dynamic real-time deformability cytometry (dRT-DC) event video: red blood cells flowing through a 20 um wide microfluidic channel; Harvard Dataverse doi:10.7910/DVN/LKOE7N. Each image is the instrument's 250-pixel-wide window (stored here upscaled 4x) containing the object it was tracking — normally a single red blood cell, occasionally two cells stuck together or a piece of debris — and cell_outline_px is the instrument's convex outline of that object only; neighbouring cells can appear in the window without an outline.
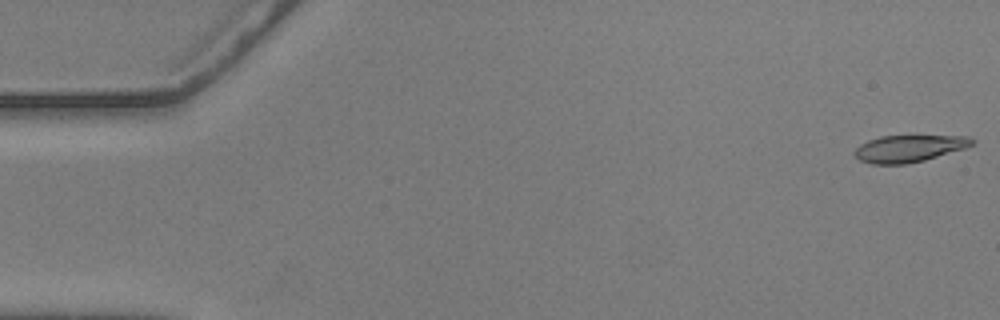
{"species": "common noctule bat (a hibernating species)", "species_latin": "Nyctalus noctula", "temperature_condition": "warm", "stored_images_in_passage": 44, "camera_frame_rate_fps": 3000, "um_per_image_px": 0.085, "animal": {"sex": "male", "body_mass_g": 20.5, "forearm_length_mm": 52.5}, "frame": {"image": 1, "passage_image": 1, "time_ms": 0.0, "image_size_px": [1000, 320], "cell_outline_px": [[976, 140], [972, 144], [964, 148], [924, 160], [908, 164], [872, 164], [860, 160], [852, 152], [860, 144], [868, 140], [880, 136], [916, 132], [968, 136]], "centroid_in_image_um": [77.3, 12.54], "position_along_channel_um": 7.7, "area_um2": 19.59}}
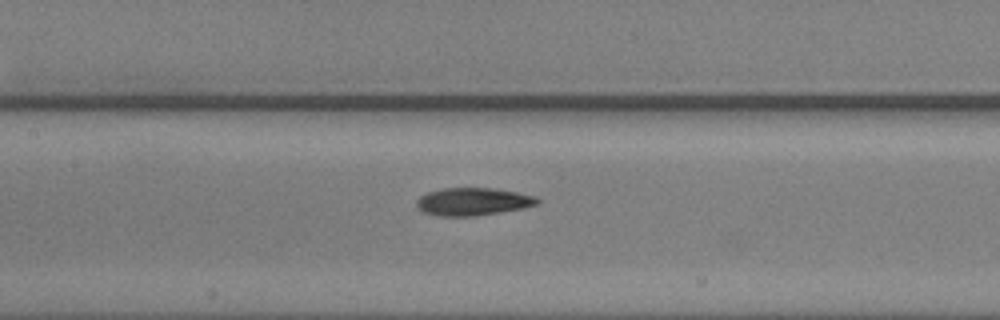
{"frame": {"image": 2, "passage_image": 26, "time_ms": 8.333, "image_size_px": [1000, 320], "cell_outline_px": [[540, 200], [536, 204], [520, 208], [500, 212], [472, 216], [436, 216], [424, 212], [416, 204], [416, 200], [420, 196], [428, 192], [444, 188], [492, 188], [516, 192], [536, 196]], "centroid_in_image_um": [40.17, 17.13], "position_along_channel_um": 167.2, "area_um2": 19.25}}
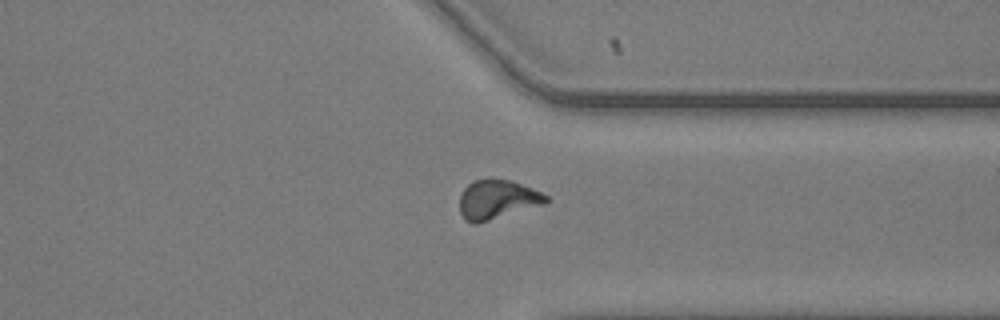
{"frame": {"image": 3, "passage_image": 43, "time_ms": 14.0, "image_size_px": [1000, 320], "cell_outline_px": [[548, 200], [544, 204], [476, 224], [472, 224], [464, 220], [460, 212], [460, 196], [464, 188], [472, 180], [488, 176], [492, 176], [508, 180], [532, 188], [548, 196]], "centroid_in_image_um": [42.21, 16.93], "position_along_channel_um": 369.2, "area_um2": 20.0}}